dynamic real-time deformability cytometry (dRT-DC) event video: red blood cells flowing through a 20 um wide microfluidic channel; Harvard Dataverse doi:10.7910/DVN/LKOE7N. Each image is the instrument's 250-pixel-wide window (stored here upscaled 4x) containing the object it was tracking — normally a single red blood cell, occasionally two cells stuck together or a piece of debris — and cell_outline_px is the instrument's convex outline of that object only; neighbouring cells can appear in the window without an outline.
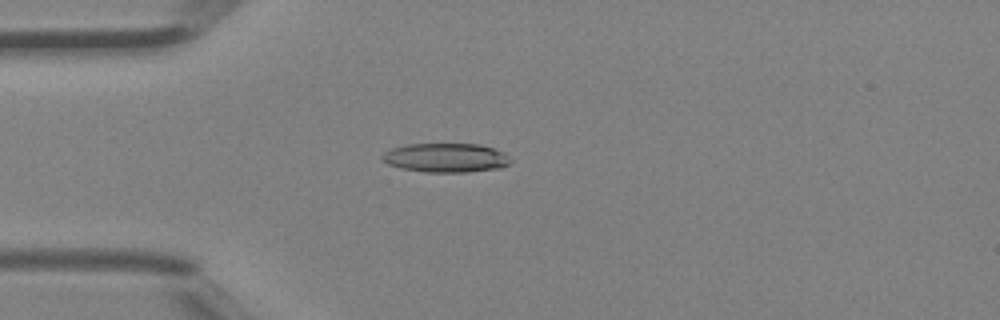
{"species": "Egyptian fruit bat (a non-hibernating species)", "species_latin": "Rousettus aegyptiacus", "temperature_condition": "room temperature", "stored_images_in_passage": 34, "camera_frame_rate_fps": 3000, "um_per_image_px": 0.085, "animal": {"sex": "female"}, "frame": {"image": 1, "passage_image": 1, "time_ms": 0.0, "image_size_px": [1000, 320], "cell_outline_px": [[512, 160], [508, 164], [500, 168], [468, 172], [428, 172], [400, 168], [388, 164], [380, 160], [380, 156], [384, 152], [392, 148], [408, 144], [480, 144], [504, 152]], "centroid_in_image_um": [37.88, 13.41], "position_along_channel_um": 47.1, "area_um2": 21.85}}
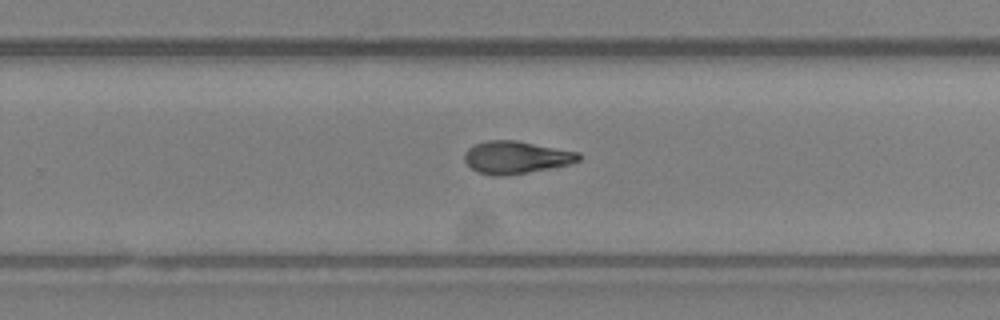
{"frame": {"image": 2, "passage_image": 18, "time_ms": 5.667, "image_size_px": [1000, 320], "cell_outline_px": [[584, 156], [580, 160], [568, 164], [548, 168], [504, 176], [492, 176], [476, 172], [464, 160], [464, 152], [468, 148], [476, 144], [488, 140], [516, 140], [580, 152]], "centroid_in_image_um": [43.86, 13.37], "position_along_channel_um": 285.9, "area_um2": 21.68}}
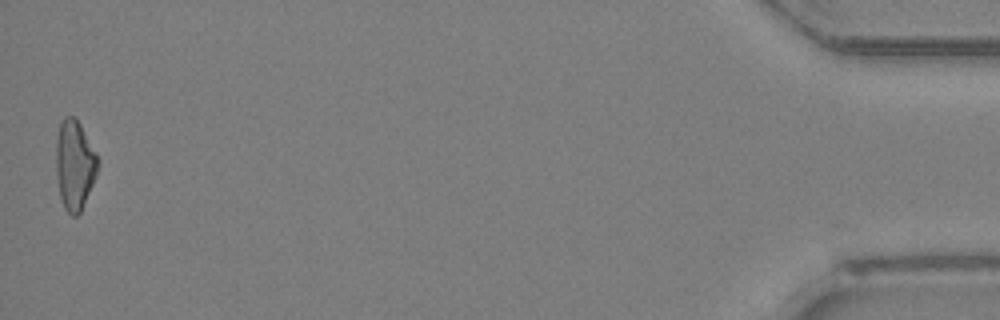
{"frame": {"image": 3, "passage_image": 34, "time_ms": 11.0, "image_size_px": [1000, 320], "cell_outline_px": [[100, 164], [96, 176], [80, 212], [76, 216], [72, 216], [64, 208], [60, 200], [56, 172], [56, 140], [60, 120], [64, 116], [72, 116], [80, 124], [96, 152], [100, 160]], "centroid_in_image_um": [6.34, 14.01], "position_along_channel_um": 428.9, "area_um2": 22.02}, "authors_computed_cell_mechanics": {"area_um2": 21.675, "velocity_mm_per_s": 4.4954, "shape_relaxation_time_tau1_ms": null, "shape_relaxation_time_tau2_ms": 3.5297, "deformation_change_tau1": null, "deformation_change_tau2": 0.1228}}